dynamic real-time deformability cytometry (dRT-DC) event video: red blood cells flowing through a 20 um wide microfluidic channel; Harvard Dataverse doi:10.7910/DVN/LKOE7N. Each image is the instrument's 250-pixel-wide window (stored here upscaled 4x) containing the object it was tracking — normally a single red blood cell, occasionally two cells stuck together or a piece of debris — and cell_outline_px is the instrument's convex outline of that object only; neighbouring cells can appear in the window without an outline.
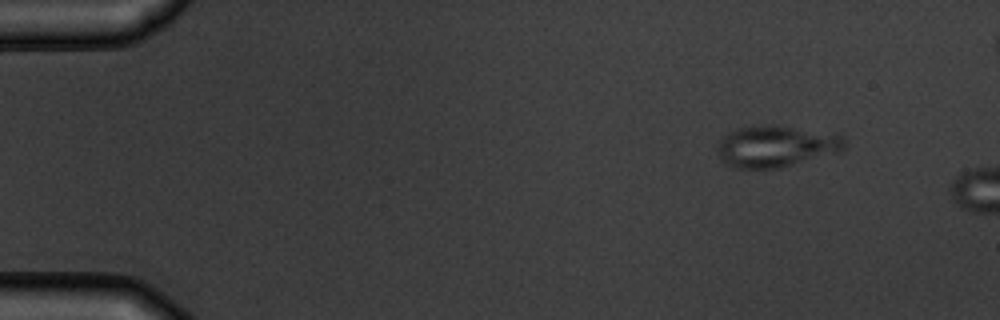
{"species": "common noctule bat (a hibernating species)", "species_latin": "Nyctalus noctula", "temperature_condition": "warm", "stored_images_in_passage": 2, "camera_frame_rate_fps": 3000, "um_per_image_px": 0.085, "animal": {"sex": "male", "body_mass_g": 19.5, "forearm_length_mm": 54.6}, "frame": {"image": 1, "passage_image": 1, "time_ms": 0.0, "image_size_px": [1000, 320], "cell_outline_px": [[844, 148], [840, 152], [780, 168], [736, 168], [724, 164], [720, 160], [720, 140], [724, 136], [740, 128], [792, 128], [836, 132], [844, 136]], "centroid_in_image_um": [66.05, 12.49], "position_along_channel_um": 18.9, "area_um2": 29.77}}